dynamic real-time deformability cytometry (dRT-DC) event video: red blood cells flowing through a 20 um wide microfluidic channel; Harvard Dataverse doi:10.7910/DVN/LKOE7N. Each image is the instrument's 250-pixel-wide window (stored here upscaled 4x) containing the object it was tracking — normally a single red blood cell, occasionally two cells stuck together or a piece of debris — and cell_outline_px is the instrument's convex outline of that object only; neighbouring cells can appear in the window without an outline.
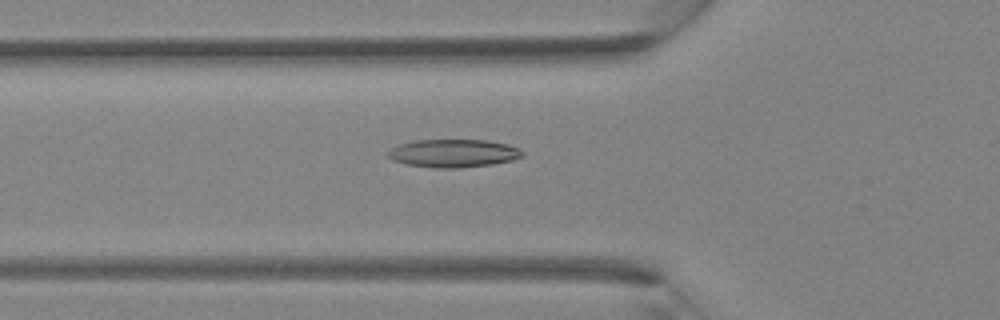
{"species": "Egyptian fruit bat (a non-hibernating species)", "species_latin": "Rousettus aegyptiacus", "temperature_condition": "room temperature", "stored_images_in_passage": 40, "camera_frame_rate_fps": 3000, "um_per_image_px": 0.085, "animal": {"sex": "female"}, "frame": {"image": 1, "passage_image": 14, "time_ms": 4.333, "image_size_px": [1000, 320], "cell_outline_px": [[524, 156], [512, 160], [492, 164], [460, 168], [436, 168], [408, 164], [392, 160], [388, 156], [388, 152], [392, 148], [400, 144], [416, 140], [488, 140], [508, 144], [520, 148], [524, 152]], "centroid_in_image_um": [38.59, 13.02], "position_along_channel_um": 87.2, "area_um2": 21.96}}
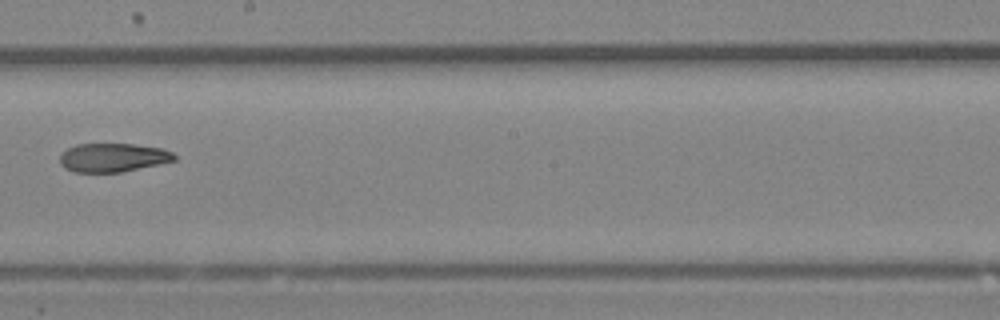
{"frame": {"image": 2, "passage_image": 23, "time_ms": 7.333, "image_size_px": [1000, 320], "cell_outline_px": [[176, 160], [120, 172], [72, 172], [64, 168], [60, 164], [60, 156], [68, 148], [76, 144], [132, 144], [160, 148], [172, 152], [176, 156]], "centroid_in_image_um": [9.56, 13.39], "position_along_channel_um": 238.6, "area_um2": 18.96}}
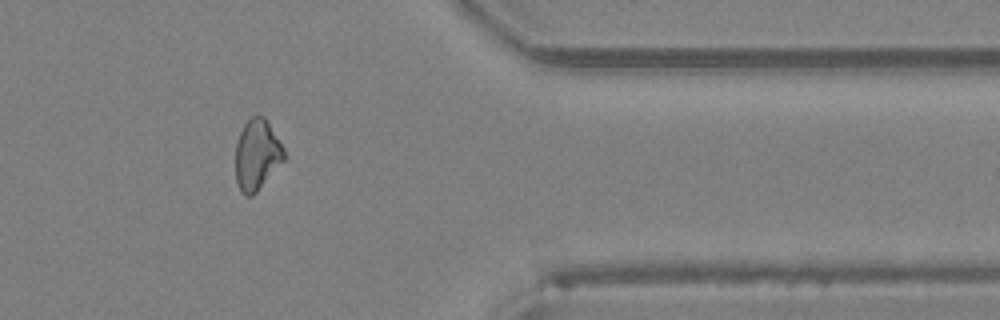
{"frame": {"image": 3, "passage_image": 33, "time_ms": 10.667, "image_size_px": [1000, 320], "cell_outline_px": [[284, 160], [256, 192], [252, 196], [244, 196], [240, 192], [236, 184], [236, 144], [240, 132], [244, 124], [252, 116], [264, 116], [284, 148]], "centroid_in_image_um": [21.82, 13.18], "position_along_channel_um": 389.6, "area_um2": 19.83}}